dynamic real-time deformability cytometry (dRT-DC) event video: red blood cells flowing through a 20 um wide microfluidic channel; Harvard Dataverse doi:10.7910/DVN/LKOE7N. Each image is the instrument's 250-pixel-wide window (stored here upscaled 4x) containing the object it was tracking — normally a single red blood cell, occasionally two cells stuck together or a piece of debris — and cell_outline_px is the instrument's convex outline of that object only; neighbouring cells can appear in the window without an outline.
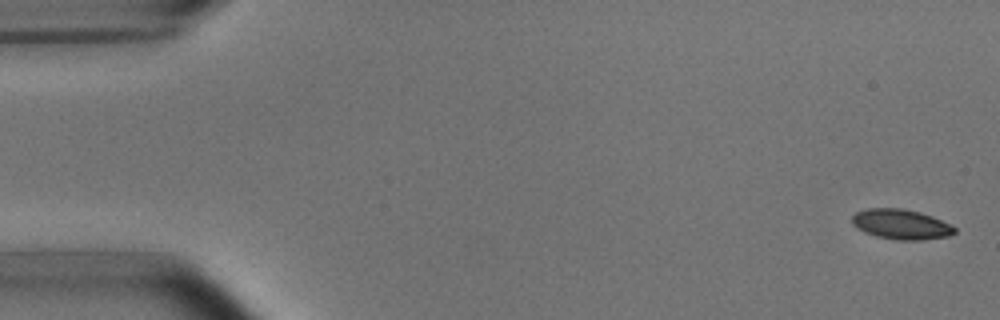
{"species": "common noctule bat (a hibernating species)", "species_latin": "Nyctalus noctula", "temperature_condition": "room temperature", "stored_images_in_passage": 5, "camera_frame_rate_fps": 3000, "um_per_image_px": 0.085, "animal": {"sex": "male", "body_mass_g": 15.6}, "frame": {"image": 1, "passage_image": 1, "time_ms": 0.0, "image_size_px": [1000, 320], "cell_outline_px": [[956, 232], [948, 236], [920, 240], [896, 240], [876, 236], [864, 232], [856, 228], [852, 224], [852, 216], [856, 212], [868, 208], [904, 208], [920, 212], [932, 216], [956, 228]], "centroid_in_image_um": [76.56, 19.06], "position_along_channel_um": 8.4, "area_um2": 17.98}}
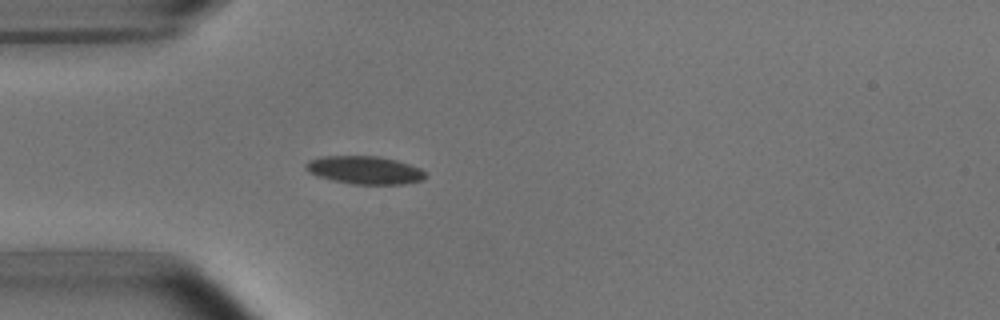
{"frame": {"image": 2, "passage_image": 5, "time_ms": 4.667, "image_size_px": [1000, 320], "cell_outline_px": [[428, 176], [424, 180], [404, 184], [352, 184], [332, 180], [316, 176], [308, 172], [304, 168], [304, 164], [308, 160], [324, 156], [380, 156], [396, 160], [420, 168]], "centroid_in_image_um": [30.98, 14.46], "position_along_channel_um": 54.0, "area_um2": 19.71}}